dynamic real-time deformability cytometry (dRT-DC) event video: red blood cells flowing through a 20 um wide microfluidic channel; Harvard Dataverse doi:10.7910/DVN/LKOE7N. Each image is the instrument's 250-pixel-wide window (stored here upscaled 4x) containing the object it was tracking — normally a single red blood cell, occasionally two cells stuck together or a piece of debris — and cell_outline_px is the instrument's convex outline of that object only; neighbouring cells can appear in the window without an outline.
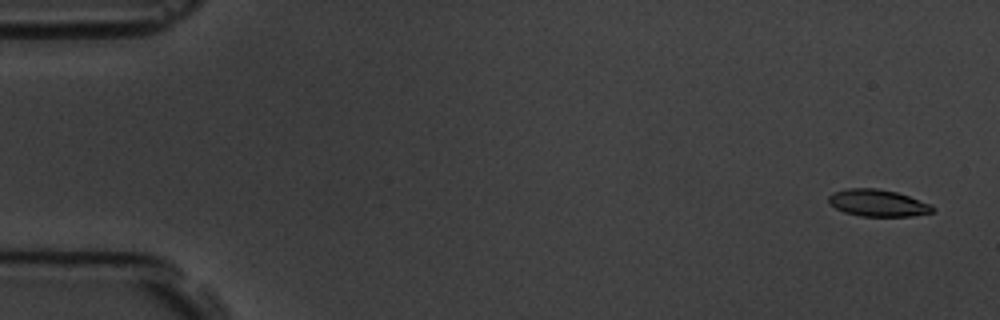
{"species": "common noctule bat (a hibernating species)", "species_latin": "Nyctalus noctula", "temperature_condition": "room temperature", "stored_images_in_passage": 15, "camera_frame_rate_fps": 3000, "um_per_image_px": 0.085, "animal": {"sex": "male", "body_mass_g": 19.5, "forearm_length_mm": 54.6}, "frame": {"image": 1, "passage_image": 1, "time_ms": 0.0, "image_size_px": [1000, 320], "cell_outline_px": [[936, 208], [932, 212], [912, 216], [860, 216], [844, 212], [828, 204], [828, 196], [836, 192], [848, 188], [876, 188], [896, 192], [932, 204]], "centroid_in_image_um": [74.62, 17.26], "position_along_channel_um": 10.4, "area_um2": 16.3}}
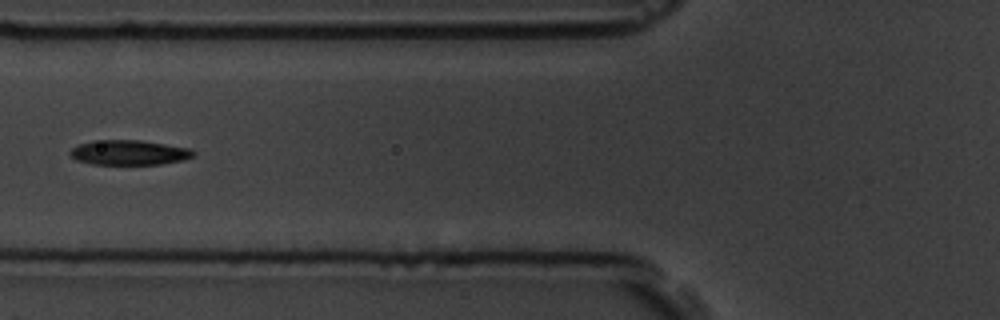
{"frame": {"image": 2, "passage_image": 6, "time_ms": 6.667, "image_size_px": [1000, 320], "cell_outline_px": [[196, 156], [184, 160], [160, 164], [92, 164], [76, 160], [68, 152], [72, 148], [80, 144], [92, 140], [140, 140], [192, 148], [196, 152]], "centroid_in_image_um": [11.02, 12.96], "position_along_channel_um": 114.8, "area_um2": 18.03}}
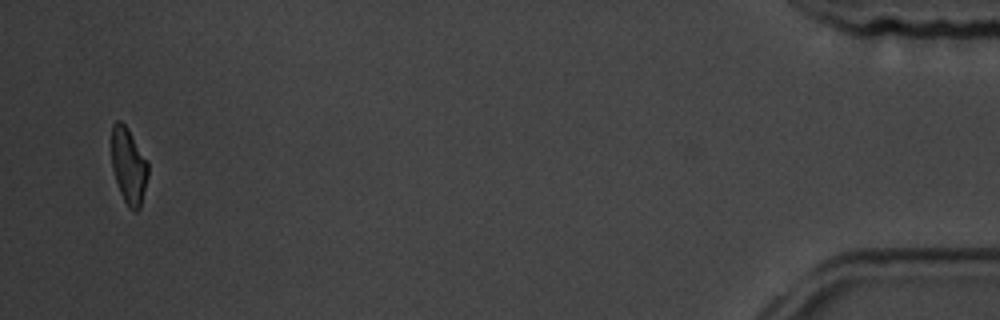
{"frame": {"image": 3, "passage_image": 15, "time_ms": 17.667, "image_size_px": [1000, 320], "cell_outline_px": [[148, 176], [140, 208], [136, 212], [132, 212], [128, 208], [120, 192], [112, 168], [112, 124], [116, 120], [120, 120], [128, 128], [148, 160]], "centroid_in_image_um": [10.95, 14.1], "position_along_channel_um": 424.3, "area_um2": 16.36}, "authors_computed_cell_mechanics": {"area_um2": 17.918, "velocity_mm_per_s": 3.6035, "shape_relaxation_time_tau1_ms": 3.1883, "shape_relaxation_time_tau2_ms": 9.1381, "deformation_change_tau1": 0.1282, "deformation_change_tau2": 0.1185}}